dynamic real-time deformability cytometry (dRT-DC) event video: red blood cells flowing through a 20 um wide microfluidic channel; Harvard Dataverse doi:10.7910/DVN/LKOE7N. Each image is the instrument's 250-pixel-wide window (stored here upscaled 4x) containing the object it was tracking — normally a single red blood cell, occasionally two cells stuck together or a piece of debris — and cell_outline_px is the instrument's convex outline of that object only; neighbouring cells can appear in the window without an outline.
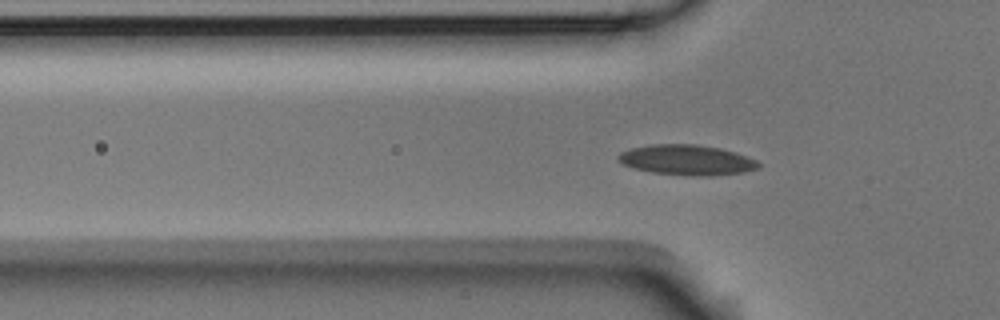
{"species": "Egyptian fruit bat (a non-hibernating species)", "species_latin": "Rousettus aegyptiacus", "temperature_condition": "room temperature", "stored_images_in_passage": 46, "camera_frame_rate_fps": 3000, "um_per_image_px": 0.085, "animal": {"sex": "male"}, "frame": {"image": 1, "passage_image": 8, "time_ms": 2.333, "image_size_px": [1000, 320], "cell_outline_px": [[760, 168], [744, 172], [708, 176], [700, 176], [652, 172], [632, 168], [616, 160], [616, 156], [620, 152], [632, 148], [652, 144], [696, 144], [720, 148], [736, 152], [756, 160], [760, 164]], "centroid_in_image_um": [58.37, 13.59], "position_along_channel_um": 67.4, "area_um2": 24.74}}
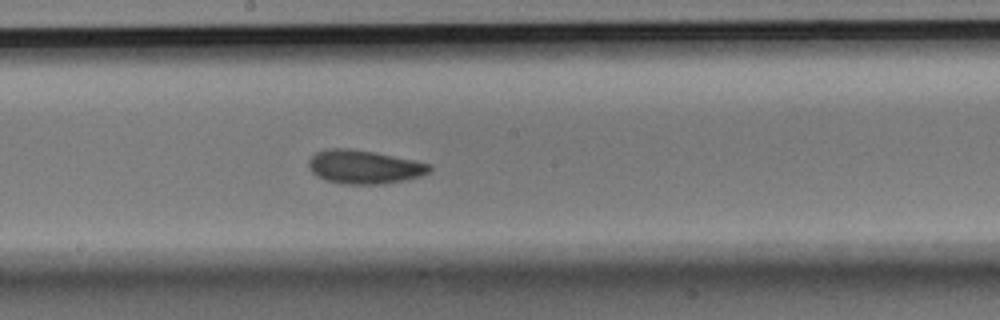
{"frame": {"image": 2, "passage_image": 20, "time_ms": 6.333, "image_size_px": [1000, 320], "cell_outline_px": [[432, 168], [428, 172], [420, 176], [404, 180], [384, 184], [340, 184], [324, 180], [316, 176], [308, 168], [308, 160], [316, 152], [328, 148], [348, 148], [372, 152], [416, 160], [432, 164]], "centroid_in_image_um": [30.93, 14.19], "position_along_channel_um": 217.3, "area_um2": 23.87}}
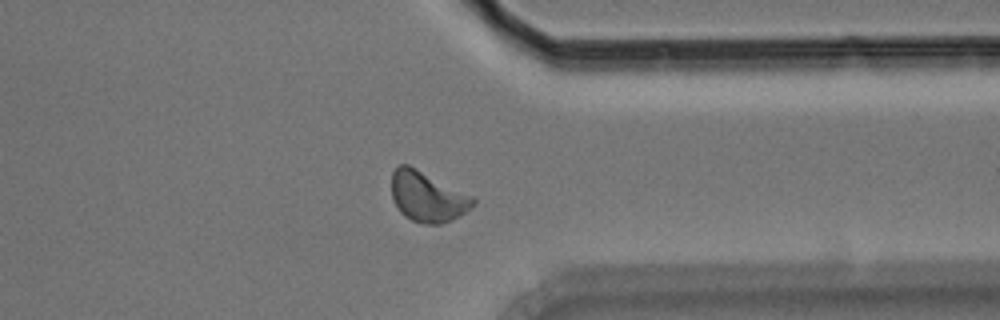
{"frame": {"image": 3, "passage_image": 33, "time_ms": 10.667, "image_size_px": [1000, 320], "cell_outline_px": [[476, 204], [472, 208], [460, 216], [440, 224], [428, 224], [412, 220], [404, 216], [400, 212], [392, 196], [392, 172], [400, 164], [408, 164], [472, 196], [476, 200]], "centroid_in_image_um": [36.34, 16.72], "position_along_channel_um": 375.1, "area_um2": 23.64}}